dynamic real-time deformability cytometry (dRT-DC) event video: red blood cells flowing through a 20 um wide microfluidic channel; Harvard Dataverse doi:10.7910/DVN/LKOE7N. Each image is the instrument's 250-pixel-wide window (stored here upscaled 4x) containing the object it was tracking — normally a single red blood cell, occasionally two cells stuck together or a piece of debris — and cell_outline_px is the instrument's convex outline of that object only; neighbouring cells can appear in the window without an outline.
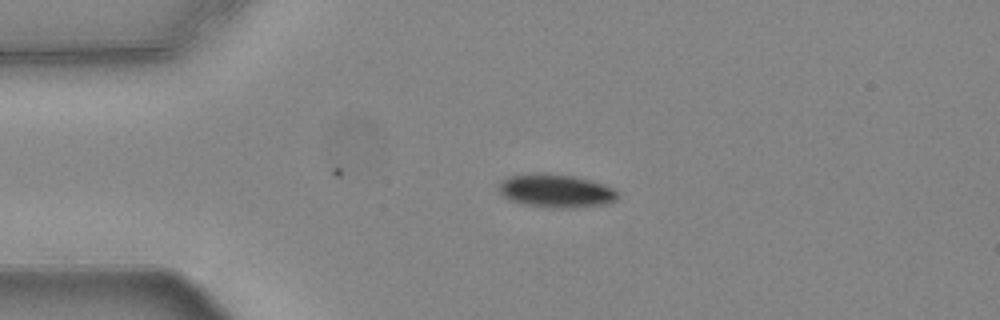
{"species": "common noctule bat (a hibernating species)", "species_latin": "Nyctalus noctula", "temperature_condition": "warm", "stored_images_in_passage": 27, "camera_frame_rate_fps": 3000, "um_per_image_px": 0.085, "animal": {"sex": "female", "body_mass_g": 24.6, "forearm_length_mm": 56.2}, "frame": {"image": 1, "passage_image": 1, "time_ms": 0.0, "image_size_px": [1000, 320], "cell_outline_px": [[620, 196], [616, 200], [608, 204], [556, 208], [552, 208], [524, 204], [512, 200], [504, 196], [500, 192], [500, 180], [508, 176], [540, 172], [548, 172], [576, 176], [592, 180], [616, 188], [620, 192]], "centroid_in_image_um": [47.32, 16.19], "position_along_channel_um": 37.7, "area_um2": 23.41}}
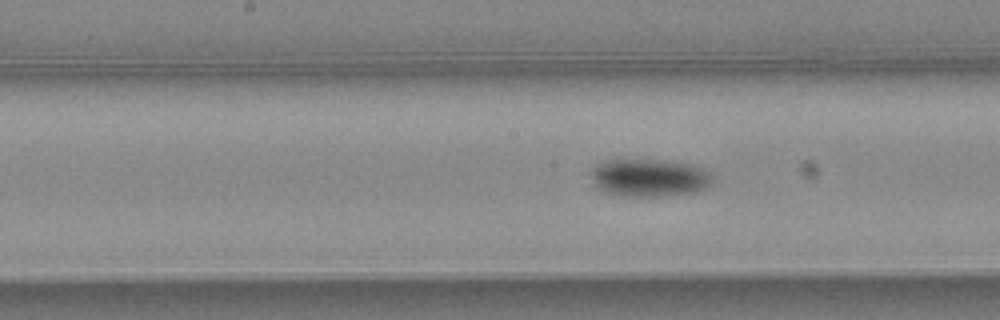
{"frame": {"image": 2, "passage_image": 16, "time_ms": 5.0, "image_size_px": [1000, 320], "cell_outline_px": [[712, 184], [696, 192], [664, 196], [620, 196], [596, 188], [592, 184], [592, 168], [596, 164], [604, 160], [624, 156], [672, 160], [692, 164], [704, 168], [712, 176]], "centroid_in_image_um": [55.15, 15.04], "position_along_channel_um": 193.1, "area_um2": 28.03}}
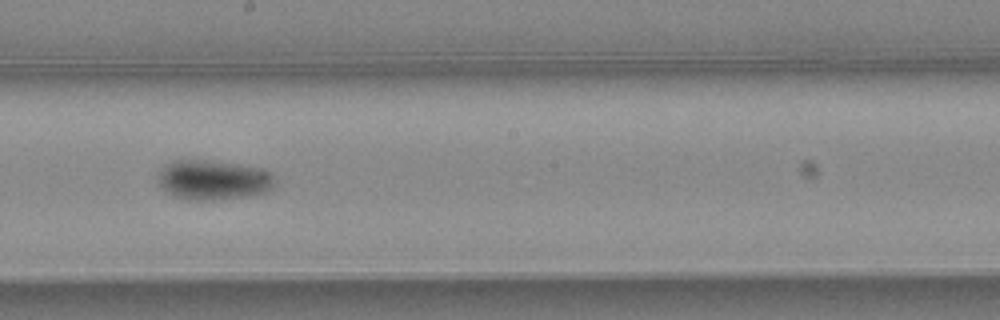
{"frame": {"image": 3, "passage_image": 19, "time_ms": 6.0, "image_size_px": [1000, 320], "cell_outline_px": [[276, 184], [268, 192], [256, 196], [220, 200], [188, 200], [172, 196], [160, 188], [156, 180], [160, 168], [164, 164], [172, 160], [208, 160], [264, 168], [272, 176]], "centroid_in_image_um": [18.1, 15.31], "position_along_channel_um": 230.1, "area_um2": 27.98}}